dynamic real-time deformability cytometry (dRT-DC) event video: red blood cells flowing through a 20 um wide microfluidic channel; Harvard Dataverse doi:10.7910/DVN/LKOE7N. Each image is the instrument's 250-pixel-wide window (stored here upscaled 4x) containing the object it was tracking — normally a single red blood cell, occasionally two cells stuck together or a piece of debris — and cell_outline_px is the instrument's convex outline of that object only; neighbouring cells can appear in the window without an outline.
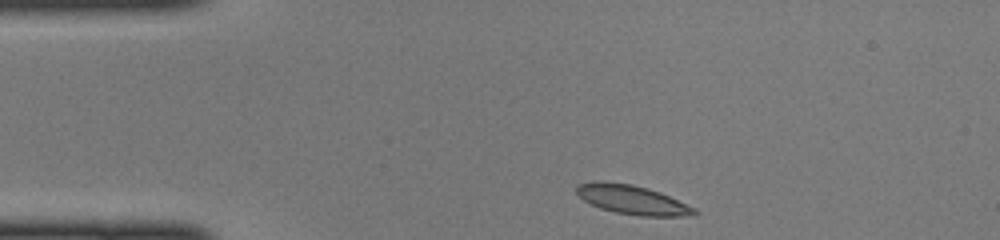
{"species": "common noctule bat (a hibernating species)", "species_latin": "Nyctalus noctula", "temperature_condition": "cold", "stored_images_in_passage": 39, "camera_frame_rate_fps": 3000, "um_per_image_px": 0.085, "animal": {"sex": "female", "body_mass_g": 22.0, "forearm_length_mm": 56.7}, "frame": {"image": 1, "passage_image": 1, "time_ms": 0.0, "image_size_px": [1000, 240], "cell_outline_px": [[700, 212], [696, 216], [640, 216], [616, 212], [600, 208], [584, 200], [576, 192], [576, 188], [580, 184], [596, 180], [632, 184], [648, 188], [660, 192], [696, 208]], "centroid_in_image_um": [53.8, 16.98], "position_along_channel_um": 31.2, "area_um2": 20.06}}
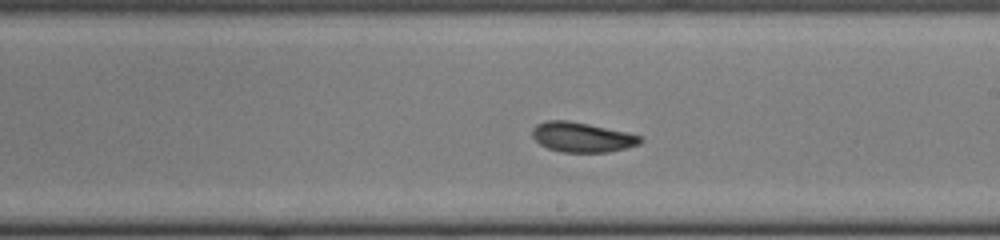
{"frame": {"image": 2, "passage_image": 19, "time_ms": 6.0, "image_size_px": [1000, 240], "cell_outline_px": [[644, 140], [640, 144], [608, 152], [564, 152], [548, 148], [540, 144], [532, 136], [532, 128], [536, 124], [544, 120], [568, 120], [628, 132], [640, 136]], "centroid_in_image_um": [49.46, 11.65], "position_along_channel_um": 239.5, "area_um2": 18.79}}
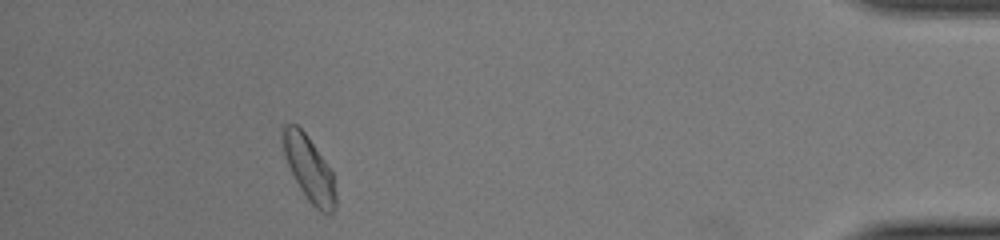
{"frame": {"image": 3, "passage_image": 35, "time_ms": 11.333, "image_size_px": [1000, 240], "cell_outline_px": [[336, 208], [328, 216], [320, 212], [308, 200], [300, 188], [288, 164], [284, 152], [280, 136], [284, 124], [296, 124], [308, 136], [332, 172], [336, 196]], "centroid_in_image_um": [26.27, 14.35], "position_along_channel_um": 408.9, "area_um2": 19.88}}